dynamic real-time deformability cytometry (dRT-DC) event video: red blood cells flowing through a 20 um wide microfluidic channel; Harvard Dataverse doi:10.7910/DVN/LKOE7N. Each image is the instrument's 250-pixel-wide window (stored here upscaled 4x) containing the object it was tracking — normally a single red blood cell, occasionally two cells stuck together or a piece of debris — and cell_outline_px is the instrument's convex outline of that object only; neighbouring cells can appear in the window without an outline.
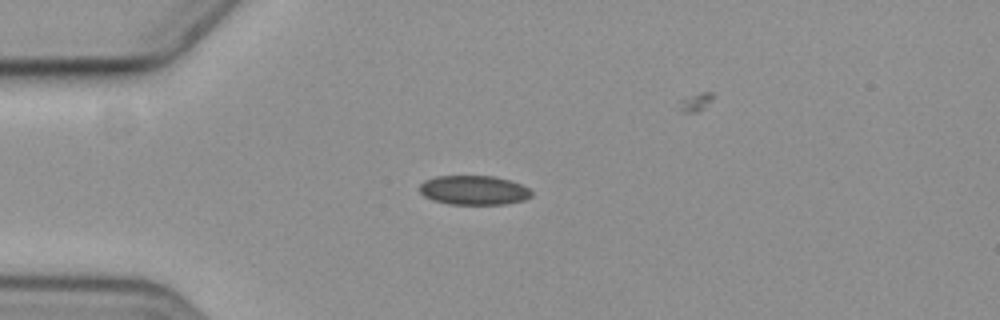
{"species": "common noctule bat (a hibernating species)", "species_latin": "Nyctalus noctula", "temperature_condition": "cold", "stored_images_in_passage": 3, "camera_frame_rate_fps": 3000, "um_per_image_px": 0.085, "animal": {"sex": "female", "body_mass_g": 19.3, "forearm_length_mm": 54.1}, "frame": {"image": 1, "passage_image": 1, "time_ms": 0.0, "image_size_px": [1000, 320], "cell_outline_px": [[532, 196], [524, 200], [508, 204], [448, 204], [432, 200], [424, 196], [420, 192], [420, 184], [424, 180], [436, 176], [496, 176], [520, 184], [528, 188], [532, 192]], "centroid_in_image_um": [40.27, 16.17], "position_along_channel_um": 44.7, "area_um2": 19.19}}
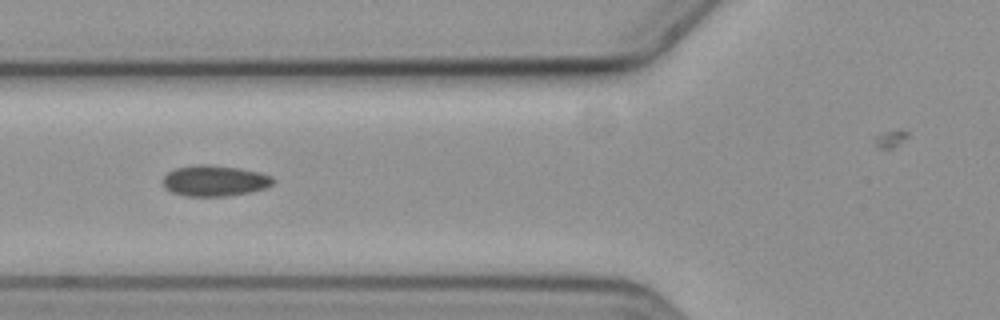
{"frame": {"image": 2, "passage_image": 3, "time_ms": 2.333, "image_size_px": [1000, 320], "cell_outline_px": [[276, 180], [272, 184], [264, 188], [252, 192], [228, 196], [188, 196], [172, 192], [164, 188], [164, 176], [168, 172], [176, 168], [192, 164], [208, 164], [240, 168], [260, 172], [272, 176]], "centroid_in_image_um": [18.27, 15.35], "position_along_channel_um": 107.5, "area_um2": 20.0}}